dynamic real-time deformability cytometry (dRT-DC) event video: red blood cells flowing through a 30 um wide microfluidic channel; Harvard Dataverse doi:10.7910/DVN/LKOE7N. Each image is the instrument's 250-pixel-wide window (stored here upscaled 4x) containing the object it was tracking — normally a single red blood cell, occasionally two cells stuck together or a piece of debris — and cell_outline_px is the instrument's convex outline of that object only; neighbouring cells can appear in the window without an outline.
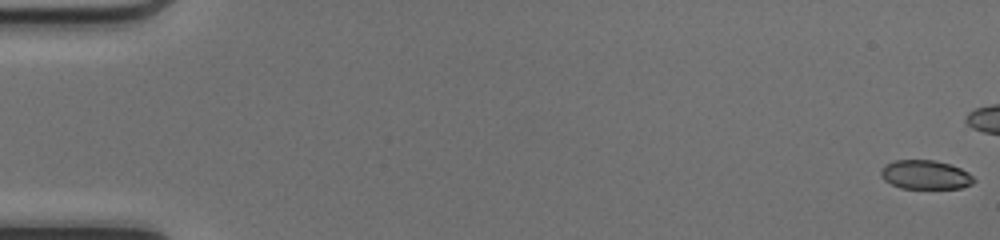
{"species": "common noctule bat (a hibernating species)", "species_latin": "Nyctalus noctula", "temperature_condition": "cold", "stored_images_in_passage": 17, "camera_frame_rate_fps": 3000, "um_per_image_px": 0.085, "animal": {"sex": "female", "body_mass_g": 17.0, "forearm_length_mm": 48.0}, "frame": {"image": 1, "passage_image": 1, "time_ms": 0.0, "image_size_px": [1000, 240], "cell_outline_px": [[976, 180], [972, 184], [960, 188], [900, 188], [884, 180], [880, 176], [880, 172], [888, 164], [896, 160], [932, 160], [948, 164], [960, 168], [968, 172]], "centroid_in_image_um": [78.67, 14.86], "position_along_channel_um": 6.3, "area_um2": 15.49}}